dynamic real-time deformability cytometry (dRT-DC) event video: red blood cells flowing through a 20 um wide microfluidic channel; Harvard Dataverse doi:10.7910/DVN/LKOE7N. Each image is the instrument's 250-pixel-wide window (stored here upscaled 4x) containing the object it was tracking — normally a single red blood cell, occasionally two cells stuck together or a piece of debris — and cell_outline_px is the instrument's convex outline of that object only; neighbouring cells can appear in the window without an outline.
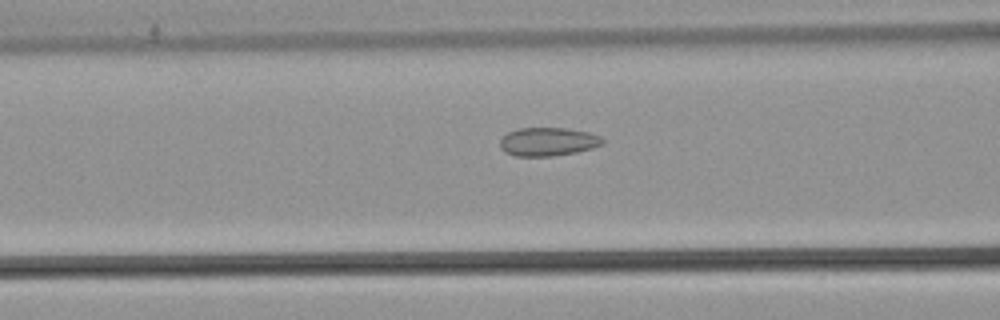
{"species": "common noctule bat (a hibernating species)", "species_latin": "Nyctalus noctula", "temperature_condition": "warm", "stored_images_in_passage": 53, "camera_frame_rate_fps": 3000, "um_per_image_px": 0.085, "animal": {"sex": "male", "body_mass_g": 21.5, "forearm_length_mm": 52.0}, "frame": {"image": 1, "passage_image": 22, "time_ms": 7.0, "image_size_px": [1000, 320], "cell_outline_px": [[604, 144], [592, 148], [576, 152], [552, 156], [516, 156], [504, 152], [500, 148], [500, 140], [508, 132], [516, 128], [568, 128], [588, 132], [600, 136], [604, 140]], "centroid_in_image_um": [46.57, 12.04], "position_along_channel_um": 120.0, "area_um2": 17.11}}
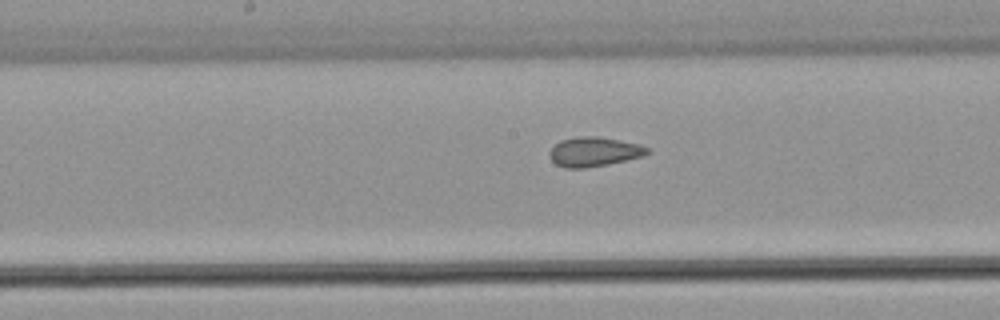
{"frame": {"image": 2, "passage_image": 28, "time_ms": 9.0, "image_size_px": [1000, 320], "cell_outline_px": [[648, 152], [644, 156], [608, 164], [584, 168], [564, 168], [556, 164], [552, 160], [548, 152], [560, 140], [580, 136], [596, 136], [640, 144], [648, 148]], "centroid_in_image_um": [50.48, 12.9], "position_along_channel_um": 197.7, "area_um2": 16.65}}
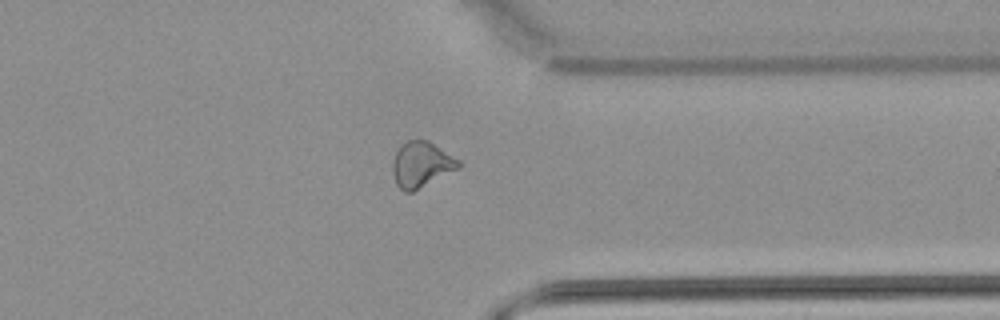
{"frame": {"image": 3, "passage_image": 42, "time_ms": 13.667, "image_size_px": [1000, 320], "cell_outline_px": [[460, 168], [412, 192], [404, 192], [396, 184], [392, 172], [392, 160], [400, 144], [408, 140], [428, 140], [460, 160]], "centroid_in_image_um": [35.8, 13.98], "position_along_channel_um": 375.6, "area_um2": 17.63}, "authors_computed_cell_mechanics": {"area_um2": 17.8024, "velocity_mm_per_s": 3.8846, "shape_relaxation_time_tau1_ms": null, "shape_relaxation_time_tau2_ms": 1.8349, "deformation_change_tau1": null, "deformation_change_tau2": 0.0816}}